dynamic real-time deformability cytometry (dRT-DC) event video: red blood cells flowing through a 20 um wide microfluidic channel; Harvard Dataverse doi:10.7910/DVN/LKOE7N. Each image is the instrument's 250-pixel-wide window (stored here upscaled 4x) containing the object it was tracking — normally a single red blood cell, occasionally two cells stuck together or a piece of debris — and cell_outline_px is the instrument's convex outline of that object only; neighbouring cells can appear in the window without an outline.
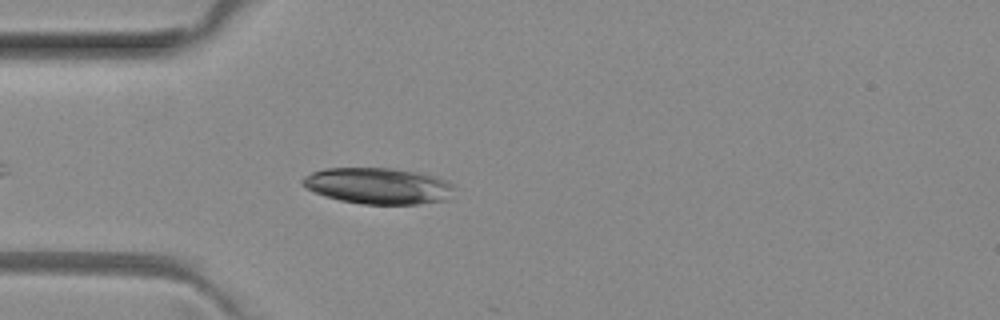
{"species": "common noctule bat (a hibernating species)", "species_latin": "Nyctalus noctula", "temperature_condition": "room temperature", "stored_images_in_passage": 7, "camera_frame_rate_fps": 3000, "um_per_image_px": 0.085, "animal": {"sex": "female", "body_mass_g": 29.2, "forearm_length_mm": 56.3}, "frame": {"image": 1, "passage_image": 5, "time_ms": 1.333, "image_size_px": [1000, 320], "cell_outline_px": [[456, 188], [448, 200], [420, 204], [360, 204], [340, 200], [324, 196], [300, 184], [300, 180], [304, 176], [312, 172], [324, 168], [392, 168], [420, 172], [436, 176], [448, 180]], "centroid_in_image_um": [32.19, 15.8], "position_along_channel_um": 52.8, "area_um2": 32.48}}